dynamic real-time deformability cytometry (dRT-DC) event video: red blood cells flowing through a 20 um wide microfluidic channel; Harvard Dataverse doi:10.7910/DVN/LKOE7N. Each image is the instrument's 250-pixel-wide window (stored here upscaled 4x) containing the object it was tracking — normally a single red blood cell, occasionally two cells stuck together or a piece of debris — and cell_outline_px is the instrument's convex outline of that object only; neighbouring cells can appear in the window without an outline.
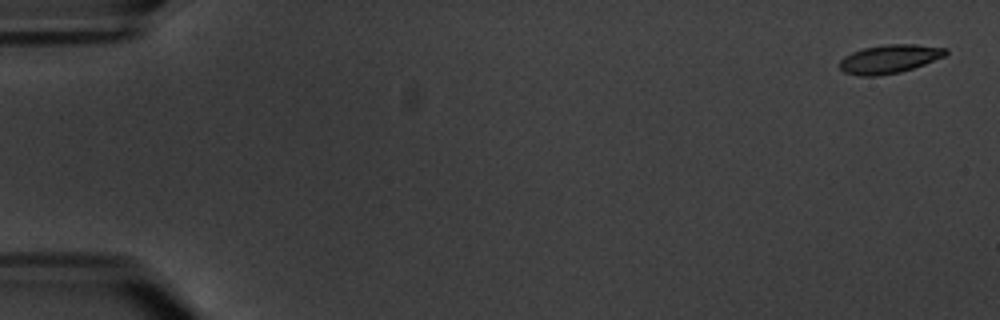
{"species": "common noctule bat (a hibernating species)", "species_latin": "Nyctalus noctula", "temperature_condition": "warm", "stored_images_in_passage": 6, "segment_of_instrument_passage": [1, 2], "camera_frame_rate_fps": 3000, "um_per_image_px": 0.085, "animal": {"sex": "male", "body_mass_g": 20.1, "forearm_length_mm": 53.5}, "frame": {"image": 1, "passage_image": 1, "time_ms": 0.0, "image_size_px": [1000, 320], "cell_outline_px": [[948, 52], [944, 56], [924, 64], [900, 72], [880, 76], [860, 76], [844, 72], [840, 68], [840, 60], [844, 56], [852, 52], [864, 48], [888, 44], [916, 44], [948, 48]], "centroid_in_image_um": [75.6, 5.01], "position_along_channel_um": 9.4, "area_um2": 17.63}}
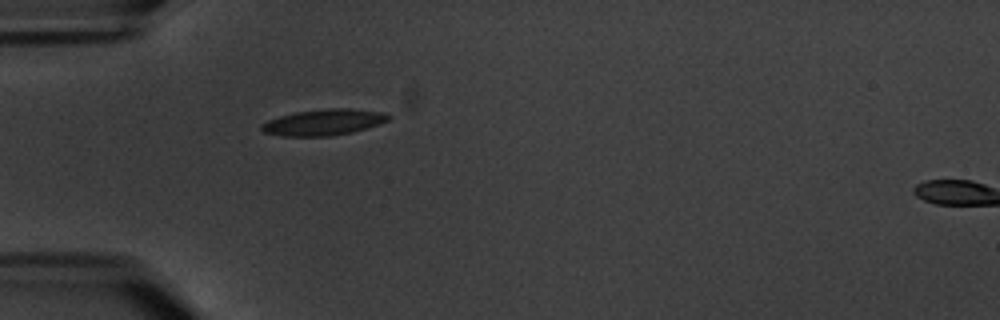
{"frame": {"image": 2, "passage_image": 5, "time_ms": 5.667, "image_size_px": [1000, 320], "cell_outline_px": [[392, 116], [388, 120], [380, 124], [352, 132], [328, 136], [284, 136], [264, 132], [260, 128], [260, 124], [268, 120], [280, 116], [296, 112], [328, 108], [348, 108], [384, 112]], "centroid_in_image_um": [27.52, 10.38], "position_along_channel_um": 57.5, "area_um2": 19.25}}